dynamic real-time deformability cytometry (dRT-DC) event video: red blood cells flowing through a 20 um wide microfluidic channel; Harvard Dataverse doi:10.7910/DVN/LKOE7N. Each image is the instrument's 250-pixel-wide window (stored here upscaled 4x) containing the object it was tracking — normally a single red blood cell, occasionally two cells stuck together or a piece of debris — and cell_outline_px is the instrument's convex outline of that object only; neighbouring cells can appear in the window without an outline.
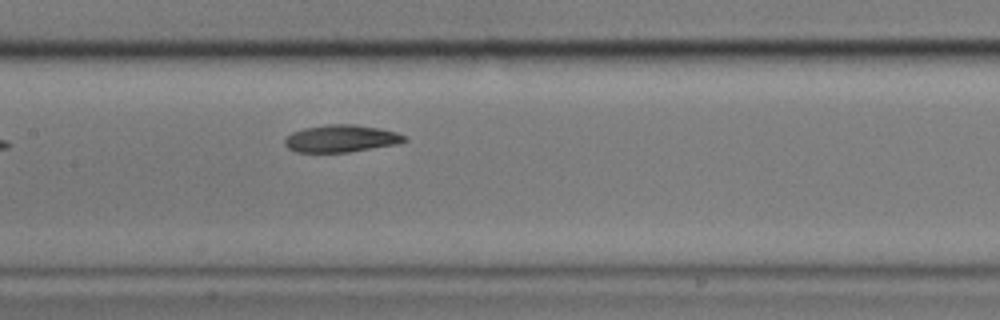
{"species": "common noctule bat (a hibernating species)", "species_latin": "Nyctalus noctula", "temperature_condition": "cold", "stored_images_in_passage": 6, "camera_frame_rate_fps": 3000, "um_per_image_px": 0.085, "animal": {"sex": "male", "body_mass_g": 17.9}, "frame": {"image": 1, "passage_image": 5, "time_ms": 5.667, "image_size_px": [1000, 320], "cell_outline_px": [[408, 140], [400, 144], [348, 152], [296, 152], [288, 148], [284, 144], [284, 140], [292, 132], [304, 128], [324, 124], [352, 124], [376, 128], [396, 132], [404, 136]], "centroid_in_image_um": [28.99, 11.78], "position_along_channel_um": 178.4, "area_um2": 19.02}}